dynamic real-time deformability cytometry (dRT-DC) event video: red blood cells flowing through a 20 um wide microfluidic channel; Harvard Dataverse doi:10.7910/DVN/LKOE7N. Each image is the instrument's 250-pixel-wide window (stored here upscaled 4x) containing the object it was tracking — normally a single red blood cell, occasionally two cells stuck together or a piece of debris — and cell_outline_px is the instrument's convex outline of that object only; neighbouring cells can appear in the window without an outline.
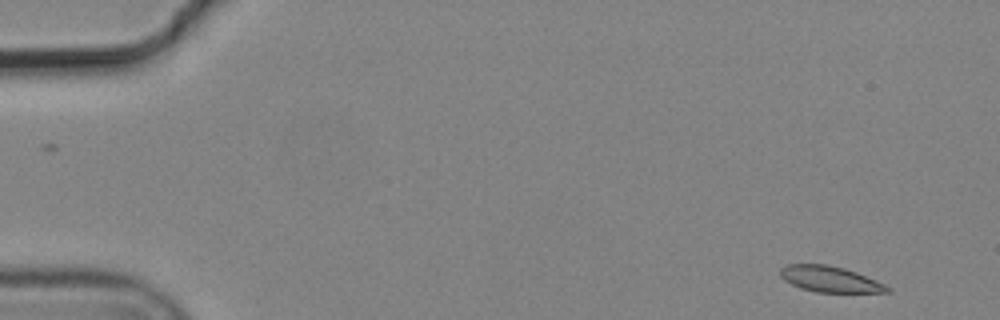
{"species": "common noctule bat (a hibernating species)", "species_latin": "Nyctalus noctula", "temperature_condition": "cold", "stored_images_in_passage": 6, "camera_frame_rate_fps": 3000, "um_per_image_px": 0.085, "animal": {"sex": "male", "body_mass_g": 19.2, "forearm_length_mm": 51.8}, "frame": {"image": 1, "passage_image": 1, "time_ms": 0.0, "image_size_px": [1000, 320], "cell_outline_px": [[892, 292], [816, 292], [800, 288], [784, 280], [780, 276], [780, 268], [788, 264], [828, 264], [844, 268], [856, 272], [876, 280], [892, 288]], "centroid_in_image_um": [70.55, 23.72], "position_along_channel_um": 14.5, "area_um2": 16.18}}
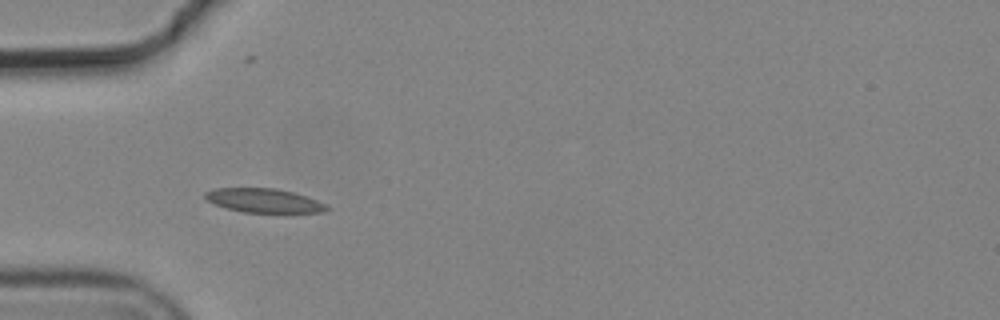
{"frame": {"image": 2, "passage_image": 5, "time_ms": 1.333, "image_size_px": [1000, 320], "cell_outline_px": [[332, 208], [324, 212], [244, 212], [228, 208], [216, 204], [208, 200], [204, 196], [204, 192], [212, 188], [276, 188], [292, 192], [316, 200]], "centroid_in_image_um": [22.42, 17.04], "position_along_channel_um": 62.6, "area_um2": 16.76}}
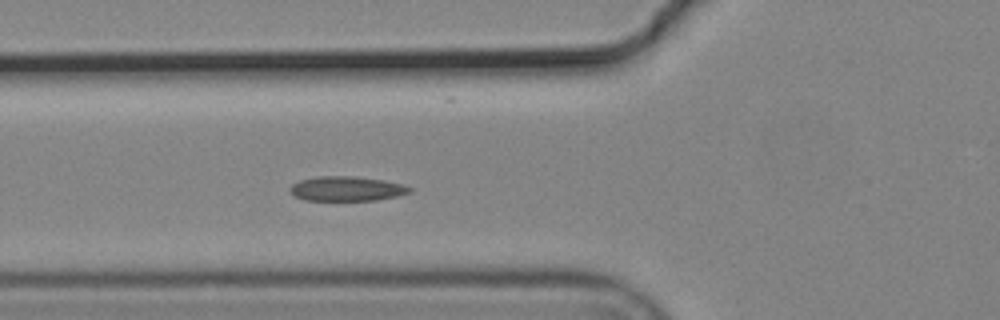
{"frame": {"image": 3, "passage_image": 6, "time_ms": 1.667, "image_size_px": [1000, 320], "cell_outline_px": [[412, 192], [396, 196], [376, 200], [304, 200], [292, 196], [288, 192], [288, 188], [292, 184], [300, 180], [316, 176], [352, 176], [384, 180], [400, 184], [412, 188]], "centroid_in_image_um": [29.39, 16.04], "position_along_channel_um": 96.4, "area_um2": 17.28}}